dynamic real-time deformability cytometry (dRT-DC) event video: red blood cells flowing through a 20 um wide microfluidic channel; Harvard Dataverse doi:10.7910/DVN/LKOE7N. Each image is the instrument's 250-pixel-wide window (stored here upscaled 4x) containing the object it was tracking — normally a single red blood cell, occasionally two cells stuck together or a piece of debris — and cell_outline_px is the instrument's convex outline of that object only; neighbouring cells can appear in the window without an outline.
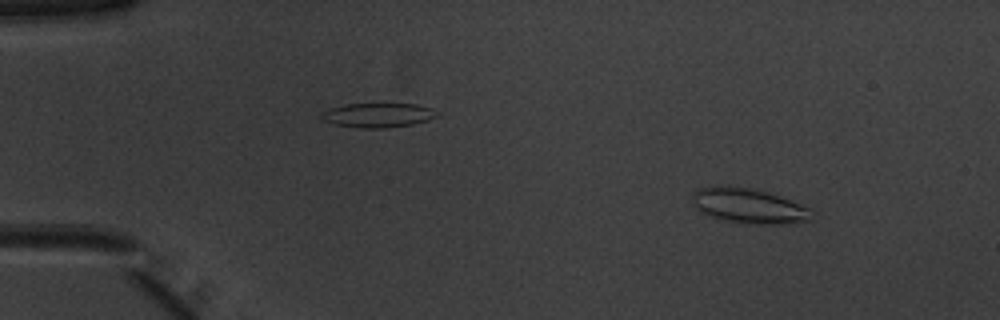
{"species": "common noctule bat (a hibernating species)", "species_latin": "Nyctalus noctula", "temperature_condition": "warm", "stored_images_in_passage": 51, "camera_frame_rate_fps": 3000, "um_per_image_px": 0.085, "animal": {"sex": "male", "body_mass_g": 20.1, "forearm_length_mm": 53.5}, "frame": {"image": 1, "passage_image": 6, "time_ms": 1.667, "image_size_px": [1000, 320], "cell_outline_px": [[812, 220], [776, 224], [748, 224], [724, 220], [700, 212], [692, 204], [692, 192], [700, 188], [748, 188], [768, 192], [780, 196], [808, 208]], "centroid_in_image_um": [63.62, 17.53], "position_along_channel_um": 21.4, "area_um2": 23.52}}
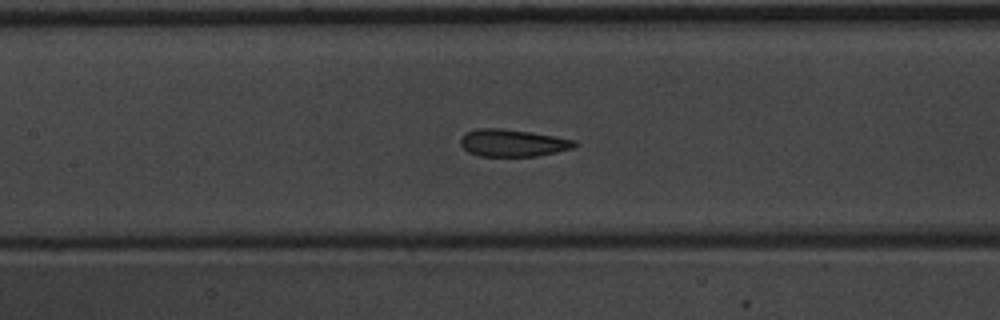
{"frame": {"image": 2, "passage_image": 24, "time_ms": 7.667, "image_size_px": [1000, 320], "cell_outline_px": [[576, 144], [572, 148], [556, 152], [536, 156], [480, 156], [468, 152], [460, 144], [460, 140], [468, 132], [476, 128], [500, 128], [528, 132], [576, 140]], "centroid_in_image_um": [43.55, 12.15], "position_along_channel_um": 163.8, "area_um2": 17.8}}
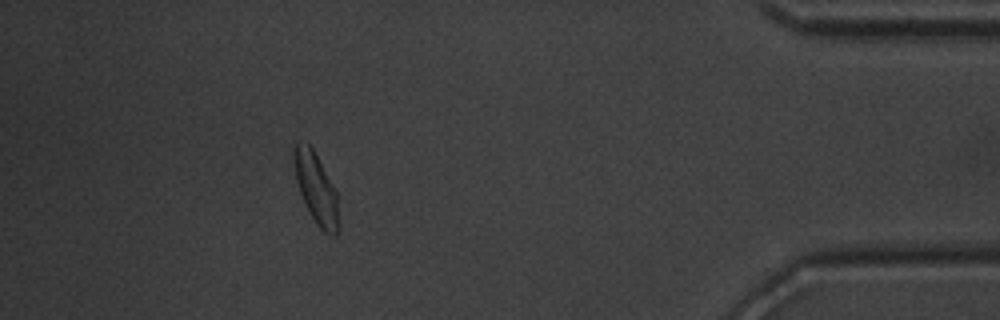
{"frame": {"image": 3, "passage_image": 46, "time_ms": 15.0, "image_size_px": [1000, 320], "cell_outline_px": [[336, 236], [332, 236], [324, 232], [316, 224], [300, 192], [296, 180], [292, 152], [296, 144], [308, 144], [312, 148], [332, 184], [336, 192]], "centroid_in_image_um": [26.82, 15.99], "position_along_channel_um": 408.4, "area_um2": 17.34}, "authors_computed_cell_mechanics": {"area_um2": 18.785, "velocity_mm_per_s": 3.9819, "shape_relaxation_time_tau1_ms": 3.1328, "shape_relaxation_time_tau2_ms": 1.1323, "deformation_change_tau1": 0.1159, "deformation_change_tau2": 0.0767}}